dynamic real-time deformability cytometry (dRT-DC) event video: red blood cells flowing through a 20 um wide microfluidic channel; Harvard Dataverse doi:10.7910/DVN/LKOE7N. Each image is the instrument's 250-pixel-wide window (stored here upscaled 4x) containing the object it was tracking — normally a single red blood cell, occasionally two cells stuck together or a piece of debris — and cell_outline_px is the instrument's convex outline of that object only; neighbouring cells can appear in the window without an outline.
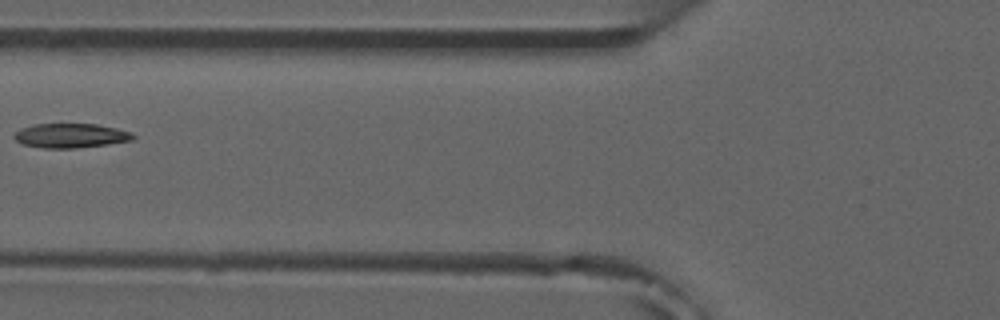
{"species": "common noctule bat (a hibernating species)", "species_latin": "Nyctalus noctula", "temperature_condition": "room temperature", "stored_images_in_passage": 4, "camera_frame_rate_fps": 3000, "um_per_image_px": 0.085, "animal": {"sex": "male", "forearm_length_mm": 52.5}, "frame": {"image": 1, "passage_image": 4, "time_ms": 3.667, "image_size_px": [1000, 320], "cell_outline_px": [[136, 136], [132, 140], [108, 144], [76, 148], [44, 148], [24, 144], [16, 140], [12, 136], [16, 132], [24, 128], [36, 124], [96, 124], [116, 128], [132, 132]], "centroid_in_image_um": [6.05, 11.53], "position_along_channel_um": 119.8, "area_um2": 16.7}}